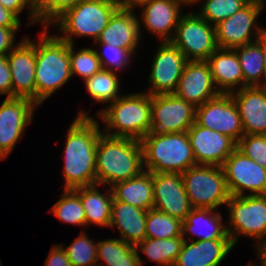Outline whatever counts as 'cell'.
<instances>
[{
	"instance_id": "f6af8a7d",
	"label": "cell",
	"mask_w": 266,
	"mask_h": 266,
	"mask_svg": "<svg viewBox=\"0 0 266 266\" xmlns=\"http://www.w3.org/2000/svg\"><path fill=\"white\" fill-rule=\"evenodd\" d=\"M21 20L0 4V27H20Z\"/></svg>"
},
{
	"instance_id": "9c48e42d",
	"label": "cell",
	"mask_w": 266,
	"mask_h": 266,
	"mask_svg": "<svg viewBox=\"0 0 266 266\" xmlns=\"http://www.w3.org/2000/svg\"><path fill=\"white\" fill-rule=\"evenodd\" d=\"M170 42L188 61H206L218 49L215 26L192 11L181 16Z\"/></svg>"
},
{
	"instance_id": "7bdbcfd3",
	"label": "cell",
	"mask_w": 266,
	"mask_h": 266,
	"mask_svg": "<svg viewBox=\"0 0 266 266\" xmlns=\"http://www.w3.org/2000/svg\"><path fill=\"white\" fill-rule=\"evenodd\" d=\"M19 27H0V55H7L18 44H15V36Z\"/></svg>"
},
{
	"instance_id": "ba28073f",
	"label": "cell",
	"mask_w": 266,
	"mask_h": 266,
	"mask_svg": "<svg viewBox=\"0 0 266 266\" xmlns=\"http://www.w3.org/2000/svg\"><path fill=\"white\" fill-rule=\"evenodd\" d=\"M181 175L193 208L216 210L225 205L231 196L221 166L196 165Z\"/></svg>"
},
{
	"instance_id": "e0dca14e",
	"label": "cell",
	"mask_w": 266,
	"mask_h": 266,
	"mask_svg": "<svg viewBox=\"0 0 266 266\" xmlns=\"http://www.w3.org/2000/svg\"><path fill=\"white\" fill-rule=\"evenodd\" d=\"M187 133L197 165L222 166L237 147V143L229 136L196 123Z\"/></svg>"
},
{
	"instance_id": "c3c4849f",
	"label": "cell",
	"mask_w": 266,
	"mask_h": 266,
	"mask_svg": "<svg viewBox=\"0 0 266 266\" xmlns=\"http://www.w3.org/2000/svg\"><path fill=\"white\" fill-rule=\"evenodd\" d=\"M258 259H266V245L258 250H256Z\"/></svg>"
},
{
	"instance_id": "4dcf8cb0",
	"label": "cell",
	"mask_w": 266,
	"mask_h": 266,
	"mask_svg": "<svg viewBox=\"0 0 266 266\" xmlns=\"http://www.w3.org/2000/svg\"><path fill=\"white\" fill-rule=\"evenodd\" d=\"M182 236L168 239L145 238L135 247L140 249L147 259L157 262L158 266H173L182 247Z\"/></svg>"
},
{
	"instance_id": "5b68a950",
	"label": "cell",
	"mask_w": 266,
	"mask_h": 266,
	"mask_svg": "<svg viewBox=\"0 0 266 266\" xmlns=\"http://www.w3.org/2000/svg\"><path fill=\"white\" fill-rule=\"evenodd\" d=\"M140 142L144 171L182 174L197 165L187 132H150Z\"/></svg>"
},
{
	"instance_id": "d6986e66",
	"label": "cell",
	"mask_w": 266,
	"mask_h": 266,
	"mask_svg": "<svg viewBox=\"0 0 266 266\" xmlns=\"http://www.w3.org/2000/svg\"><path fill=\"white\" fill-rule=\"evenodd\" d=\"M174 94L195 107L217 97L220 92L213 82L209 63L187 61Z\"/></svg>"
},
{
	"instance_id": "f546056e",
	"label": "cell",
	"mask_w": 266,
	"mask_h": 266,
	"mask_svg": "<svg viewBox=\"0 0 266 266\" xmlns=\"http://www.w3.org/2000/svg\"><path fill=\"white\" fill-rule=\"evenodd\" d=\"M140 258L136 247L120 238L97 241V260L102 259L107 266H142Z\"/></svg>"
},
{
	"instance_id": "ac0fdd59",
	"label": "cell",
	"mask_w": 266,
	"mask_h": 266,
	"mask_svg": "<svg viewBox=\"0 0 266 266\" xmlns=\"http://www.w3.org/2000/svg\"><path fill=\"white\" fill-rule=\"evenodd\" d=\"M10 67L13 97H24L36 103L35 83V42L24 37L18 45L7 54Z\"/></svg>"
},
{
	"instance_id": "2e32d148",
	"label": "cell",
	"mask_w": 266,
	"mask_h": 266,
	"mask_svg": "<svg viewBox=\"0 0 266 266\" xmlns=\"http://www.w3.org/2000/svg\"><path fill=\"white\" fill-rule=\"evenodd\" d=\"M153 208L184 221L192 211L180 173H153Z\"/></svg>"
},
{
	"instance_id": "603a6c76",
	"label": "cell",
	"mask_w": 266,
	"mask_h": 266,
	"mask_svg": "<svg viewBox=\"0 0 266 266\" xmlns=\"http://www.w3.org/2000/svg\"><path fill=\"white\" fill-rule=\"evenodd\" d=\"M183 242L173 266H219L235 247L231 239Z\"/></svg>"
},
{
	"instance_id": "74e56055",
	"label": "cell",
	"mask_w": 266,
	"mask_h": 266,
	"mask_svg": "<svg viewBox=\"0 0 266 266\" xmlns=\"http://www.w3.org/2000/svg\"><path fill=\"white\" fill-rule=\"evenodd\" d=\"M96 44H99L100 47V51L96 50V52L102 69L118 72L128 67L127 65L131 61L130 59H133V57H131L133 54L122 47L112 46L109 43Z\"/></svg>"
},
{
	"instance_id": "d4e9b609",
	"label": "cell",
	"mask_w": 266,
	"mask_h": 266,
	"mask_svg": "<svg viewBox=\"0 0 266 266\" xmlns=\"http://www.w3.org/2000/svg\"><path fill=\"white\" fill-rule=\"evenodd\" d=\"M206 61L220 93L230 94L243 88V73L234 49L218 48Z\"/></svg>"
},
{
	"instance_id": "44dd1931",
	"label": "cell",
	"mask_w": 266,
	"mask_h": 266,
	"mask_svg": "<svg viewBox=\"0 0 266 266\" xmlns=\"http://www.w3.org/2000/svg\"><path fill=\"white\" fill-rule=\"evenodd\" d=\"M230 94L237 105L244 135H266V86L243 87Z\"/></svg>"
},
{
	"instance_id": "3957f363",
	"label": "cell",
	"mask_w": 266,
	"mask_h": 266,
	"mask_svg": "<svg viewBox=\"0 0 266 266\" xmlns=\"http://www.w3.org/2000/svg\"><path fill=\"white\" fill-rule=\"evenodd\" d=\"M48 27H43L38 42L35 41V83L36 104L39 106L56 90L72 79L69 43L49 35Z\"/></svg>"
},
{
	"instance_id": "4fadbf2b",
	"label": "cell",
	"mask_w": 266,
	"mask_h": 266,
	"mask_svg": "<svg viewBox=\"0 0 266 266\" xmlns=\"http://www.w3.org/2000/svg\"><path fill=\"white\" fill-rule=\"evenodd\" d=\"M195 110L175 94L151 95V132H187L195 123Z\"/></svg>"
},
{
	"instance_id": "cb8c5ba5",
	"label": "cell",
	"mask_w": 266,
	"mask_h": 266,
	"mask_svg": "<svg viewBox=\"0 0 266 266\" xmlns=\"http://www.w3.org/2000/svg\"><path fill=\"white\" fill-rule=\"evenodd\" d=\"M220 212L211 208H193L182 221V238L185 241L231 239L227 233L226 224L222 222ZM188 237L187 239L185 237Z\"/></svg>"
},
{
	"instance_id": "816d5d0a",
	"label": "cell",
	"mask_w": 266,
	"mask_h": 266,
	"mask_svg": "<svg viewBox=\"0 0 266 266\" xmlns=\"http://www.w3.org/2000/svg\"><path fill=\"white\" fill-rule=\"evenodd\" d=\"M259 261H260L264 266H266V259H259Z\"/></svg>"
},
{
	"instance_id": "8fae6325",
	"label": "cell",
	"mask_w": 266,
	"mask_h": 266,
	"mask_svg": "<svg viewBox=\"0 0 266 266\" xmlns=\"http://www.w3.org/2000/svg\"><path fill=\"white\" fill-rule=\"evenodd\" d=\"M221 167L231 196L266 195V168L237 148Z\"/></svg>"
},
{
	"instance_id": "83f0119b",
	"label": "cell",
	"mask_w": 266,
	"mask_h": 266,
	"mask_svg": "<svg viewBox=\"0 0 266 266\" xmlns=\"http://www.w3.org/2000/svg\"><path fill=\"white\" fill-rule=\"evenodd\" d=\"M99 185L78 187L73 189L79 196L85 210L86 226L95 224L100 227H109L113 195L109 187L105 193L97 188Z\"/></svg>"
},
{
	"instance_id": "52a82bcc",
	"label": "cell",
	"mask_w": 266,
	"mask_h": 266,
	"mask_svg": "<svg viewBox=\"0 0 266 266\" xmlns=\"http://www.w3.org/2000/svg\"><path fill=\"white\" fill-rule=\"evenodd\" d=\"M227 233L234 246L238 237L253 238L258 250L266 245V195L230 196Z\"/></svg>"
},
{
	"instance_id": "7a4b0ae2",
	"label": "cell",
	"mask_w": 266,
	"mask_h": 266,
	"mask_svg": "<svg viewBox=\"0 0 266 266\" xmlns=\"http://www.w3.org/2000/svg\"><path fill=\"white\" fill-rule=\"evenodd\" d=\"M144 171L139 140L102 133L96 149L97 185L113 184L139 176Z\"/></svg>"
},
{
	"instance_id": "1f68e13d",
	"label": "cell",
	"mask_w": 266,
	"mask_h": 266,
	"mask_svg": "<svg viewBox=\"0 0 266 266\" xmlns=\"http://www.w3.org/2000/svg\"><path fill=\"white\" fill-rule=\"evenodd\" d=\"M89 95L95 101L111 104L122 96L119 93L120 79L117 72L101 69L99 72L84 80ZM120 94V95H119Z\"/></svg>"
},
{
	"instance_id": "4316f807",
	"label": "cell",
	"mask_w": 266,
	"mask_h": 266,
	"mask_svg": "<svg viewBox=\"0 0 266 266\" xmlns=\"http://www.w3.org/2000/svg\"><path fill=\"white\" fill-rule=\"evenodd\" d=\"M113 200L149 210L153 208V173L143 171L139 176L120 181L111 187Z\"/></svg>"
},
{
	"instance_id": "5bb4252c",
	"label": "cell",
	"mask_w": 266,
	"mask_h": 266,
	"mask_svg": "<svg viewBox=\"0 0 266 266\" xmlns=\"http://www.w3.org/2000/svg\"><path fill=\"white\" fill-rule=\"evenodd\" d=\"M38 105L29 98L6 97L0 106V161L7 158L26 127L31 124Z\"/></svg>"
},
{
	"instance_id": "8992f818",
	"label": "cell",
	"mask_w": 266,
	"mask_h": 266,
	"mask_svg": "<svg viewBox=\"0 0 266 266\" xmlns=\"http://www.w3.org/2000/svg\"><path fill=\"white\" fill-rule=\"evenodd\" d=\"M118 9L116 0H83L65 10L50 26L59 30V38L74 44V37L84 36L97 41L110 17Z\"/></svg>"
},
{
	"instance_id": "6da1fadb",
	"label": "cell",
	"mask_w": 266,
	"mask_h": 266,
	"mask_svg": "<svg viewBox=\"0 0 266 266\" xmlns=\"http://www.w3.org/2000/svg\"><path fill=\"white\" fill-rule=\"evenodd\" d=\"M69 126L63 150L64 189L97 184L96 149L103 133L98 121L80 109Z\"/></svg>"
},
{
	"instance_id": "f1b7e54d",
	"label": "cell",
	"mask_w": 266,
	"mask_h": 266,
	"mask_svg": "<svg viewBox=\"0 0 266 266\" xmlns=\"http://www.w3.org/2000/svg\"><path fill=\"white\" fill-rule=\"evenodd\" d=\"M234 50L243 73V87H265V58L259 43L254 41Z\"/></svg>"
},
{
	"instance_id": "d6a6232c",
	"label": "cell",
	"mask_w": 266,
	"mask_h": 266,
	"mask_svg": "<svg viewBox=\"0 0 266 266\" xmlns=\"http://www.w3.org/2000/svg\"><path fill=\"white\" fill-rule=\"evenodd\" d=\"M61 222L86 226L85 210L80 196L73 189H64L60 199L50 209Z\"/></svg>"
},
{
	"instance_id": "f907efd6",
	"label": "cell",
	"mask_w": 266,
	"mask_h": 266,
	"mask_svg": "<svg viewBox=\"0 0 266 266\" xmlns=\"http://www.w3.org/2000/svg\"><path fill=\"white\" fill-rule=\"evenodd\" d=\"M189 6L192 5L196 0H184Z\"/></svg>"
},
{
	"instance_id": "ffe728a7",
	"label": "cell",
	"mask_w": 266,
	"mask_h": 266,
	"mask_svg": "<svg viewBox=\"0 0 266 266\" xmlns=\"http://www.w3.org/2000/svg\"><path fill=\"white\" fill-rule=\"evenodd\" d=\"M188 4L184 0H150L143 4L139 24L157 36L160 42H170L183 14L180 10Z\"/></svg>"
},
{
	"instance_id": "ab89813d",
	"label": "cell",
	"mask_w": 266,
	"mask_h": 266,
	"mask_svg": "<svg viewBox=\"0 0 266 266\" xmlns=\"http://www.w3.org/2000/svg\"><path fill=\"white\" fill-rule=\"evenodd\" d=\"M83 0H42L35 9L38 23L43 27H50V24L59 17L65 10L74 7Z\"/></svg>"
},
{
	"instance_id": "f5cc1de1",
	"label": "cell",
	"mask_w": 266,
	"mask_h": 266,
	"mask_svg": "<svg viewBox=\"0 0 266 266\" xmlns=\"http://www.w3.org/2000/svg\"><path fill=\"white\" fill-rule=\"evenodd\" d=\"M259 263H260L259 265L261 266V262H259ZM246 266H256V264H254V263L252 264V262H250Z\"/></svg>"
},
{
	"instance_id": "60d3db41",
	"label": "cell",
	"mask_w": 266,
	"mask_h": 266,
	"mask_svg": "<svg viewBox=\"0 0 266 266\" xmlns=\"http://www.w3.org/2000/svg\"><path fill=\"white\" fill-rule=\"evenodd\" d=\"M0 94L13 97V87L7 55H0Z\"/></svg>"
},
{
	"instance_id": "7c38bea8",
	"label": "cell",
	"mask_w": 266,
	"mask_h": 266,
	"mask_svg": "<svg viewBox=\"0 0 266 266\" xmlns=\"http://www.w3.org/2000/svg\"><path fill=\"white\" fill-rule=\"evenodd\" d=\"M195 123L227 135L236 143L244 135L241 117L231 94L220 93L196 107Z\"/></svg>"
},
{
	"instance_id": "7dc6e473",
	"label": "cell",
	"mask_w": 266,
	"mask_h": 266,
	"mask_svg": "<svg viewBox=\"0 0 266 266\" xmlns=\"http://www.w3.org/2000/svg\"><path fill=\"white\" fill-rule=\"evenodd\" d=\"M256 41L259 43L263 51L264 58H265V68H266V27H263L261 29V32L258 35V38L256 39Z\"/></svg>"
},
{
	"instance_id": "7402d4cb",
	"label": "cell",
	"mask_w": 266,
	"mask_h": 266,
	"mask_svg": "<svg viewBox=\"0 0 266 266\" xmlns=\"http://www.w3.org/2000/svg\"><path fill=\"white\" fill-rule=\"evenodd\" d=\"M135 14L133 10L117 9L94 43H109L136 54L141 39V25Z\"/></svg>"
},
{
	"instance_id": "30bf717a",
	"label": "cell",
	"mask_w": 266,
	"mask_h": 266,
	"mask_svg": "<svg viewBox=\"0 0 266 266\" xmlns=\"http://www.w3.org/2000/svg\"><path fill=\"white\" fill-rule=\"evenodd\" d=\"M265 7L264 0H251L234 15L215 25L218 48L234 49L256 41L263 28L256 20Z\"/></svg>"
},
{
	"instance_id": "681fc988",
	"label": "cell",
	"mask_w": 266,
	"mask_h": 266,
	"mask_svg": "<svg viewBox=\"0 0 266 266\" xmlns=\"http://www.w3.org/2000/svg\"><path fill=\"white\" fill-rule=\"evenodd\" d=\"M26 2L35 10L42 2V0H26Z\"/></svg>"
},
{
	"instance_id": "e575fe53",
	"label": "cell",
	"mask_w": 266,
	"mask_h": 266,
	"mask_svg": "<svg viewBox=\"0 0 266 266\" xmlns=\"http://www.w3.org/2000/svg\"><path fill=\"white\" fill-rule=\"evenodd\" d=\"M200 1L201 0H196L193 4ZM250 1L251 0H205L197 14L204 18L209 24L215 26L234 15Z\"/></svg>"
},
{
	"instance_id": "b9f144b4",
	"label": "cell",
	"mask_w": 266,
	"mask_h": 266,
	"mask_svg": "<svg viewBox=\"0 0 266 266\" xmlns=\"http://www.w3.org/2000/svg\"><path fill=\"white\" fill-rule=\"evenodd\" d=\"M0 4L2 6H4L6 9L10 10L11 12H13L19 19V15L20 13H22V11L25 8L29 9V21H28V26L32 25V24H37L38 20L35 14V10L26 2V0H0Z\"/></svg>"
},
{
	"instance_id": "f35d334b",
	"label": "cell",
	"mask_w": 266,
	"mask_h": 266,
	"mask_svg": "<svg viewBox=\"0 0 266 266\" xmlns=\"http://www.w3.org/2000/svg\"><path fill=\"white\" fill-rule=\"evenodd\" d=\"M236 148L245 156L266 168V135H243L237 142Z\"/></svg>"
},
{
	"instance_id": "836d02e7",
	"label": "cell",
	"mask_w": 266,
	"mask_h": 266,
	"mask_svg": "<svg viewBox=\"0 0 266 266\" xmlns=\"http://www.w3.org/2000/svg\"><path fill=\"white\" fill-rule=\"evenodd\" d=\"M146 238L168 239L182 236V221L154 208L147 211Z\"/></svg>"
},
{
	"instance_id": "8d00e7d4",
	"label": "cell",
	"mask_w": 266,
	"mask_h": 266,
	"mask_svg": "<svg viewBox=\"0 0 266 266\" xmlns=\"http://www.w3.org/2000/svg\"><path fill=\"white\" fill-rule=\"evenodd\" d=\"M69 56L72 77L79 75L86 80L102 69L97 52L93 48L83 47L75 52L74 44H69Z\"/></svg>"
},
{
	"instance_id": "277c9868",
	"label": "cell",
	"mask_w": 266,
	"mask_h": 266,
	"mask_svg": "<svg viewBox=\"0 0 266 266\" xmlns=\"http://www.w3.org/2000/svg\"><path fill=\"white\" fill-rule=\"evenodd\" d=\"M111 137L141 140L151 132V95L147 92L125 94L97 113Z\"/></svg>"
},
{
	"instance_id": "bcb514c9",
	"label": "cell",
	"mask_w": 266,
	"mask_h": 266,
	"mask_svg": "<svg viewBox=\"0 0 266 266\" xmlns=\"http://www.w3.org/2000/svg\"><path fill=\"white\" fill-rule=\"evenodd\" d=\"M149 1L150 0H116L118 9L122 10H136V7L140 8Z\"/></svg>"
},
{
	"instance_id": "ee69618b",
	"label": "cell",
	"mask_w": 266,
	"mask_h": 266,
	"mask_svg": "<svg viewBox=\"0 0 266 266\" xmlns=\"http://www.w3.org/2000/svg\"><path fill=\"white\" fill-rule=\"evenodd\" d=\"M45 266H72L63 246L54 245L44 262Z\"/></svg>"
},
{
	"instance_id": "484cf974",
	"label": "cell",
	"mask_w": 266,
	"mask_h": 266,
	"mask_svg": "<svg viewBox=\"0 0 266 266\" xmlns=\"http://www.w3.org/2000/svg\"><path fill=\"white\" fill-rule=\"evenodd\" d=\"M147 211L131 204L113 200L109 227L117 228L120 239L133 246L146 238Z\"/></svg>"
},
{
	"instance_id": "d590c367",
	"label": "cell",
	"mask_w": 266,
	"mask_h": 266,
	"mask_svg": "<svg viewBox=\"0 0 266 266\" xmlns=\"http://www.w3.org/2000/svg\"><path fill=\"white\" fill-rule=\"evenodd\" d=\"M85 232L81 231L68 247L61 243L72 266H96L98 264L97 242H93Z\"/></svg>"
},
{
	"instance_id": "9a60e30c",
	"label": "cell",
	"mask_w": 266,
	"mask_h": 266,
	"mask_svg": "<svg viewBox=\"0 0 266 266\" xmlns=\"http://www.w3.org/2000/svg\"><path fill=\"white\" fill-rule=\"evenodd\" d=\"M153 56L149 75V95L174 94L185 64L186 57L171 42H161Z\"/></svg>"
}]
</instances>
